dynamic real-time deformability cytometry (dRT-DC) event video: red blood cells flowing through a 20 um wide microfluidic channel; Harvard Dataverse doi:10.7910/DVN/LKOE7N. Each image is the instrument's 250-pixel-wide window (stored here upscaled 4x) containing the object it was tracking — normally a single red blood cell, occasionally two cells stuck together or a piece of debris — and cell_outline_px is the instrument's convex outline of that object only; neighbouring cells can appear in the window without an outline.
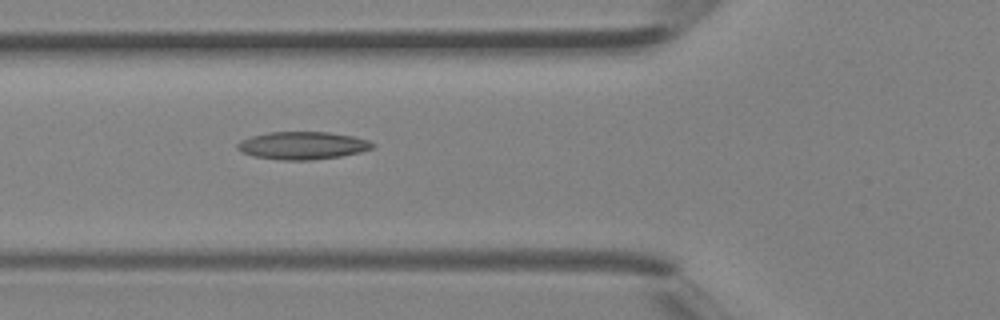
{"species": "Egyptian fruit bat (a non-hibernating species)", "species_latin": "Rousettus aegyptiacus", "temperature_condition": "room temperature", "stored_images_in_passage": 3, "camera_frame_rate_fps": 3000, "um_per_image_px": 0.085, "animal": {"sex": "female"}, "frame": {"image": 1, "passage_image": 3, "time_ms": 0.667, "image_size_px": [1000, 320], "cell_outline_px": [[376, 144], [372, 148], [360, 152], [340, 156], [312, 160], [280, 160], [252, 156], [236, 148], [236, 144], [252, 136], [268, 132], [328, 132], [352, 136], [368, 140]], "centroid_in_image_um": [25.73, 12.37], "position_along_channel_um": 100.1, "area_um2": 21.68}}